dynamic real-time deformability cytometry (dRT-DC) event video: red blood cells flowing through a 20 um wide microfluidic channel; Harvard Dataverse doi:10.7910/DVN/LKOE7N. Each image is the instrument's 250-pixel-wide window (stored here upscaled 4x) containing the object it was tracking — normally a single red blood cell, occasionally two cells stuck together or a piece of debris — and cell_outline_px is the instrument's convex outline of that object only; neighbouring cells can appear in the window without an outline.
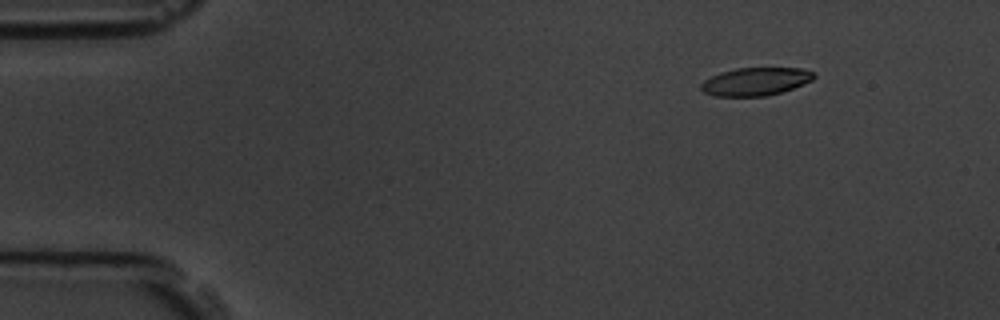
{"species": "common noctule bat (a hibernating species)", "species_latin": "Nyctalus noctula", "temperature_condition": "room temperature", "stored_images_in_passage": 4, "camera_frame_rate_fps": 3000, "um_per_image_px": 0.085, "animal": {"sex": "male", "body_mass_g": 19.5, "forearm_length_mm": 54.6}, "frame": {"image": 1, "passage_image": 2, "time_ms": 2.0, "image_size_px": [1000, 320], "cell_outline_px": [[816, 76], [812, 80], [792, 88], [780, 92], [764, 96], [716, 96], [704, 92], [700, 88], [700, 84], [704, 80], [720, 72], [736, 68], [800, 68], [816, 72]], "centroid_in_image_um": [64.22, 6.92], "position_along_channel_um": 20.8, "area_um2": 18.32}}